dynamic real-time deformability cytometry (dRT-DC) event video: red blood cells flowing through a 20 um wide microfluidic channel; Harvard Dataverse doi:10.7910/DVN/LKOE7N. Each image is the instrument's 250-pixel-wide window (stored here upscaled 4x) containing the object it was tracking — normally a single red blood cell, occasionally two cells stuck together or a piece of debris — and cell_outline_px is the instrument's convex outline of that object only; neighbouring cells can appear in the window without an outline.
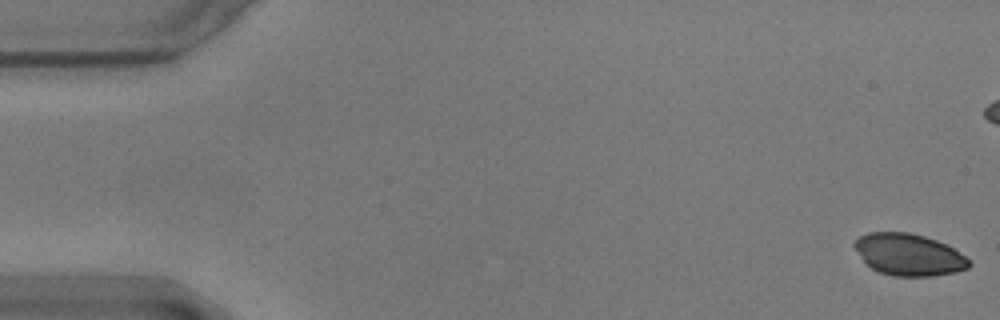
{"species": "common noctule bat (a hibernating species)", "species_latin": "Nyctalus noctula", "temperature_condition": "warm", "stored_images_in_passage": 57, "camera_frame_rate_fps": 3000, "um_per_image_px": 0.085, "animal": {"sex": "male", "body_mass_g": 17.9}, "frame": {"image": 1, "passage_image": 1, "time_ms": 0.0, "image_size_px": [1000, 320], "cell_outline_px": [[972, 264], [968, 268], [956, 272], [932, 276], [892, 276], [880, 272], [864, 264], [852, 244], [860, 236], [868, 232], [908, 232], [924, 236], [936, 240], [952, 248], [972, 260]], "centroid_in_image_um": [77.23, 21.65], "position_along_channel_um": 7.8, "area_um2": 28.09}}